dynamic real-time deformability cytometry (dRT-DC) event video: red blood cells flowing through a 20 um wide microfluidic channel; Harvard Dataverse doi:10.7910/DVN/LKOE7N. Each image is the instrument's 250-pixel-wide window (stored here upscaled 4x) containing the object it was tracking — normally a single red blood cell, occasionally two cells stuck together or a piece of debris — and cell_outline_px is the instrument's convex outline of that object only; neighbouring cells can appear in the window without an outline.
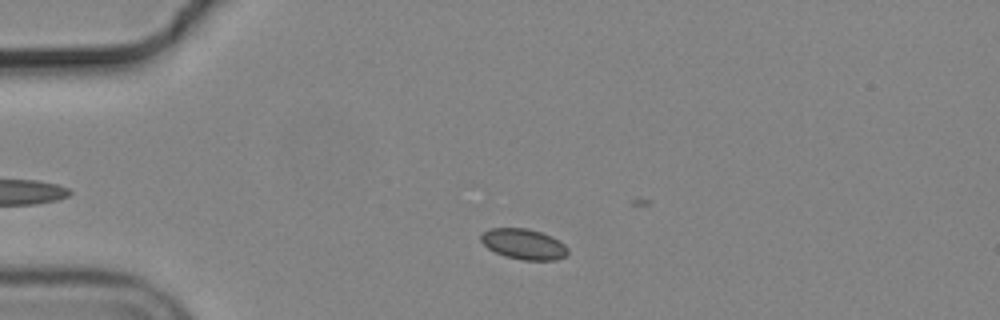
{"species": "common noctule bat (a hibernating species)", "species_latin": "Nyctalus noctula", "temperature_condition": "cold", "stored_images_in_passage": 13, "camera_frame_rate_fps": 3000, "um_per_image_px": 0.085, "animal": {"sex": "male", "body_mass_g": 19.2, "forearm_length_mm": 51.8}, "frame": {"image": 1, "passage_image": 7, "time_ms": 2.0, "image_size_px": [1000, 320], "cell_outline_px": [[568, 252], [564, 256], [556, 260], [520, 260], [504, 256], [488, 248], [480, 240], [480, 236], [488, 228], [528, 228], [552, 236], [560, 240], [568, 248]], "centroid_in_image_um": [44.52, 20.74], "position_along_channel_um": 40.5, "area_um2": 15.55}}